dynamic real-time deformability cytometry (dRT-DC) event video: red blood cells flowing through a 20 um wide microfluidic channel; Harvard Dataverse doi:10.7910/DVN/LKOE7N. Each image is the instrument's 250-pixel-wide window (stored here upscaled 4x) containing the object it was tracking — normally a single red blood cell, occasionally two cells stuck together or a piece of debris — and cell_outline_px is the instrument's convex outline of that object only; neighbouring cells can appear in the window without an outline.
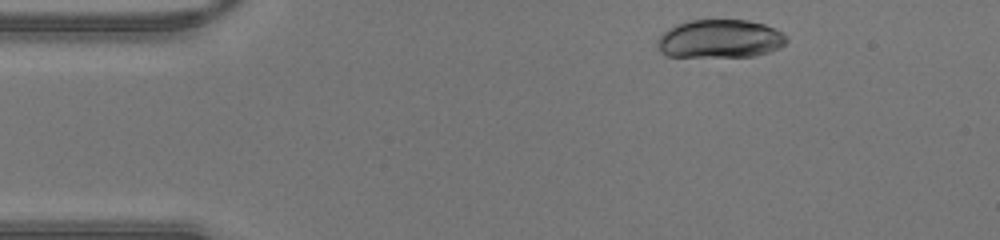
{"species": "human", "species_latin": "Homo sapiens", "temperature_condition": "warm", "stored_images_in_passage": 35, "camera_frame_rate_fps": 3000, "um_per_image_px": 0.085, "donor": {"sex": "male"}, "frame": {"image": 1, "passage_image": 2, "time_ms": 0.333, "image_size_px": [1000, 240], "cell_outline_px": [[788, 40], [780, 48], [756, 56], [668, 56], [660, 52], [656, 44], [656, 40], [668, 28], [676, 24], [688, 20], [748, 20], [764, 24], [788, 36]], "centroid_in_image_um": [61.18, 3.3], "position_along_channel_um": 23.8, "area_um2": 28.9}}
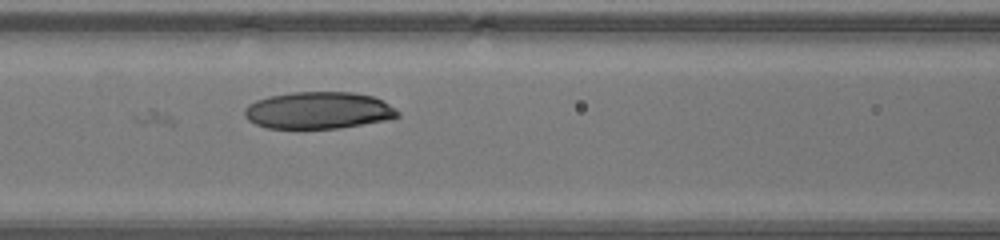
{"frame": {"image": 2, "passage_image": 14, "time_ms": 4.333, "image_size_px": [1000, 240], "cell_outline_px": [[400, 116], [388, 120], [340, 128], [268, 128], [256, 124], [248, 120], [244, 116], [244, 108], [248, 104], [256, 100], [268, 96], [292, 92], [352, 92], [372, 96], [384, 100], [400, 112]], "centroid_in_image_um": [27.08, 9.38], "position_along_channel_um": 139.5, "area_um2": 33.23}}
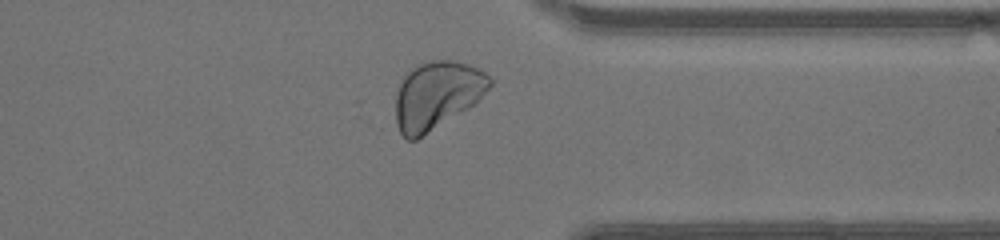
{"frame": {"image": 3, "passage_image": 30, "time_ms": 9.667, "image_size_px": [1000, 240], "cell_outline_px": [[492, 84], [476, 104], [416, 140], [408, 140], [400, 132], [396, 124], [396, 96], [400, 84], [404, 76], [412, 68], [420, 64], [432, 60], [452, 60], [468, 64], [484, 72], [492, 80]], "centroid_in_image_um": [37.15, 8.1], "position_along_channel_um": 374.2, "area_um2": 37.05}}